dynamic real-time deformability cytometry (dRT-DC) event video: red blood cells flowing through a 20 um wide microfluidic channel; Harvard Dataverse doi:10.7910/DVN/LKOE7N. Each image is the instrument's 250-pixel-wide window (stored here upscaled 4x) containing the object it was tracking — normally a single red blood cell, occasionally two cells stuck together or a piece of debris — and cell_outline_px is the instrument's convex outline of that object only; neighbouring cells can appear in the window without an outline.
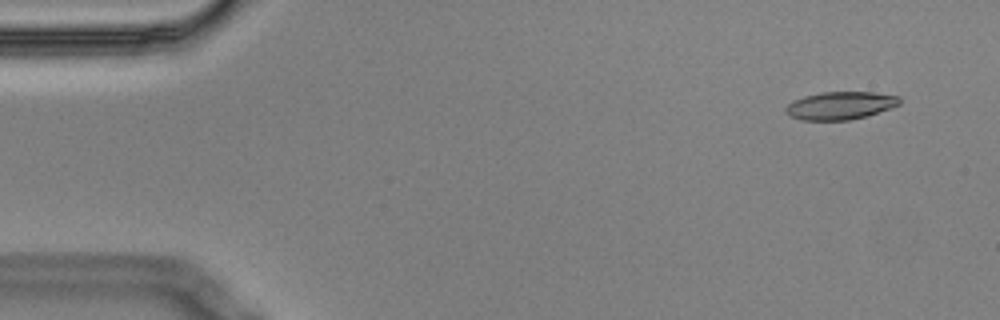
{"species": "Egyptian fruit bat (a non-hibernating species)", "species_latin": "Rousettus aegyptiacus", "temperature_condition": "cold", "stored_images_in_passage": 8, "camera_frame_rate_fps": 3000, "um_per_image_px": 0.085, "animal": {"sex": "male"}, "frame": {"image": 1, "passage_image": 1, "time_ms": 0.0, "image_size_px": [1000, 320], "cell_outline_px": [[900, 104], [868, 116], [848, 120], [800, 120], [788, 116], [784, 112], [784, 108], [792, 100], [804, 96], [820, 92], [872, 92], [900, 96]], "centroid_in_image_um": [71.38, 8.97], "position_along_channel_um": 13.6, "area_um2": 18.67}}
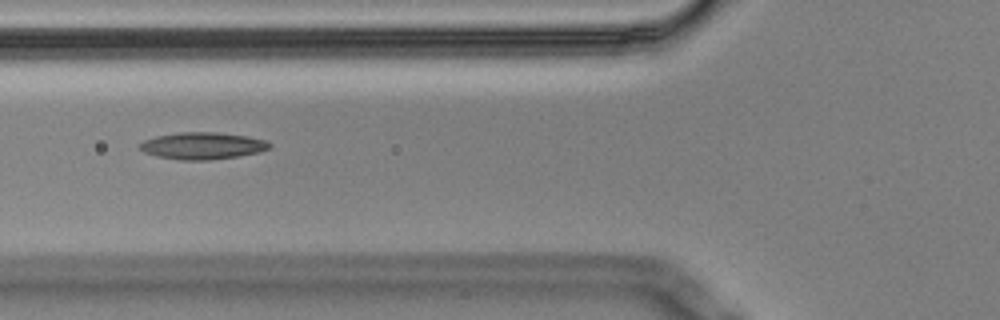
{"frame": {"image": 2, "passage_image": 6, "time_ms": 1.667, "image_size_px": [1000, 320], "cell_outline_px": [[272, 144], [268, 148], [260, 152], [236, 156], [208, 160], [180, 160], [156, 156], [144, 152], [136, 144], [144, 140], [156, 136], [180, 132], [216, 132], [248, 136], [268, 140]], "centroid_in_image_um": [17.2, 12.38], "position_along_channel_um": 108.6, "area_um2": 20.46}}
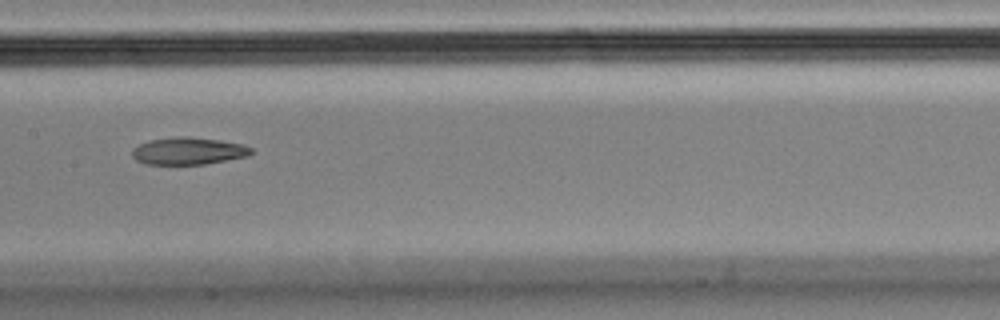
{"frame": {"image": 3, "passage_image": 8, "time_ms": 2.333, "image_size_px": [1000, 320], "cell_outline_px": [[252, 152], [248, 156], [204, 164], [148, 164], [136, 160], [132, 156], [132, 148], [148, 140], [176, 136], [188, 136], [220, 140], [244, 144], [252, 148]], "centroid_in_image_um": [16.0, 12.82], "position_along_channel_um": 191.4, "area_um2": 18.96}}